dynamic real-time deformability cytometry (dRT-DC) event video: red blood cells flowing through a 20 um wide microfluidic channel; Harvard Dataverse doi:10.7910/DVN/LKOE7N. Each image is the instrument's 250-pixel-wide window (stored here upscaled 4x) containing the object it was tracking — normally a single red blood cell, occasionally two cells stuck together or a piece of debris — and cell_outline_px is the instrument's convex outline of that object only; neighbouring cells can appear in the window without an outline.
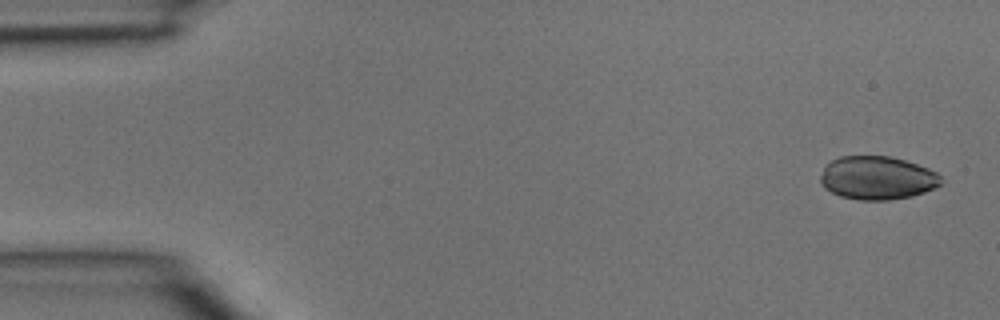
{"species": "common noctule bat (a hibernating species)", "species_latin": "Nyctalus noctula", "temperature_condition": "room temperature", "stored_images_in_passage": 5, "camera_frame_rate_fps": 3000, "um_per_image_px": 0.085, "animal": {"sex": "male", "body_mass_g": 15.6}, "frame": {"image": 1, "passage_image": 1, "time_ms": 0.0, "image_size_px": [1000, 320], "cell_outline_px": [[940, 184], [924, 192], [912, 196], [888, 200], [860, 200], [840, 196], [824, 188], [820, 184], [820, 176], [824, 164], [840, 156], [892, 156], [928, 168], [936, 172], [940, 176]], "centroid_in_image_um": [74.51, 15.11], "position_along_channel_um": 10.5, "area_um2": 30.52}}